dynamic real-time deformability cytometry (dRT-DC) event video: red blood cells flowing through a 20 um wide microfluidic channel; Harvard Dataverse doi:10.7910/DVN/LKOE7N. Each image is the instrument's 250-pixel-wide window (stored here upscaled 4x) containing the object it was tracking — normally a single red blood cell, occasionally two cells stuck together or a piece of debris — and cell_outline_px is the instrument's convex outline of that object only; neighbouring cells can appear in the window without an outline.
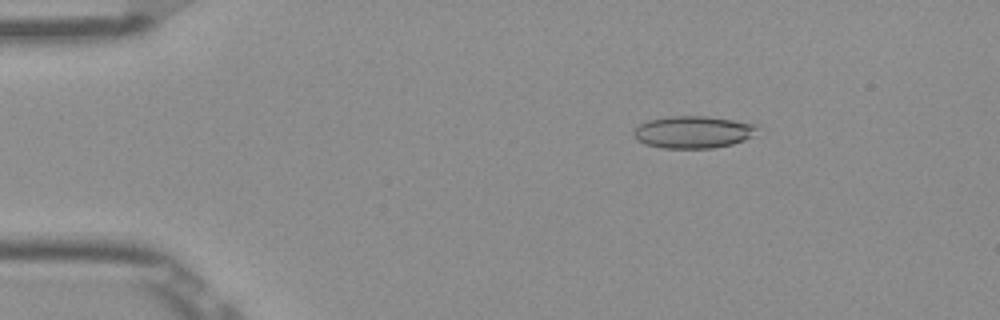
{"species": "Egyptian fruit bat (a non-hibernating species)", "species_latin": "Rousettus aegyptiacus", "temperature_condition": "room temperature", "stored_images_in_passage": 51, "camera_frame_rate_fps": 3000, "um_per_image_px": 0.085, "frame": {"image": 1, "passage_image": 8, "time_ms": 2.333, "image_size_px": [1000, 320], "cell_outline_px": [[756, 128], [752, 136], [744, 140], [732, 144], [712, 148], [664, 148], [644, 144], [632, 132], [640, 124], [648, 120], [668, 116], [704, 116], [732, 120], [756, 124]], "centroid_in_image_um": [58.9, 11.22], "position_along_channel_um": 26.1, "area_um2": 22.89}}
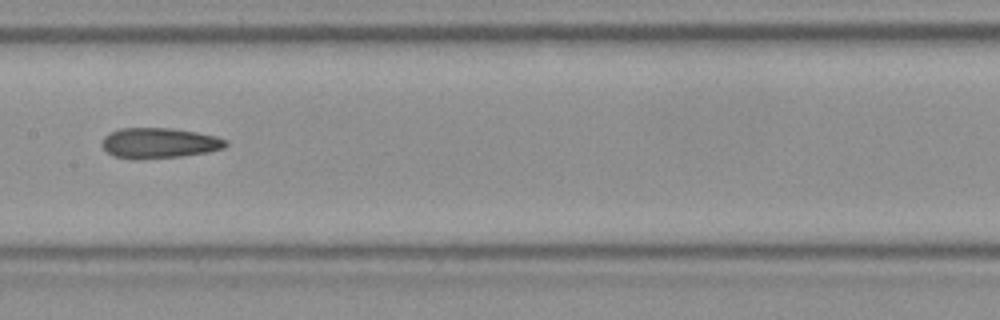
{"frame": {"image": 2, "passage_image": 26, "time_ms": 8.333, "image_size_px": [1000, 320], "cell_outline_px": [[228, 144], [224, 148], [208, 152], [180, 156], [136, 160], [132, 160], [112, 156], [100, 144], [104, 136], [108, 132], [120, 128], [172, 128], [196, 132], [216, 136], [228, 140]], "centroid_in_image_um": [13.5, 12.16], "position_along_channel_um": 193.9, "area_um2": 22.25}}
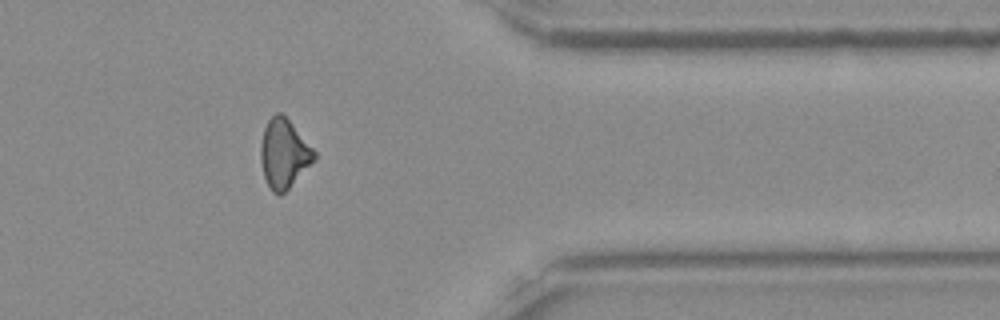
{"frame": {"image": 3, "passage_image": 42, "time_ms": 13.667, "image_size_px": [1000, 320], "cell_outline_px": [[316, 160], [280, 196], [272, 192], [264, 176], [260, 160], [260, 144], [264, 128], [268, 120], [276, 112], [280, 112], [288, 120], [316, 152]], "centroid_in_image_um": [24.12, 13.08], "position_along_channel_um": 387.3, "area_um2": 21.33}, "authors_computed_cell_mechanics": {"area_um2": 22.0218, "velocity_mm_per_s": 3.9204, "shape_relaxation_time_tau1_ms": null, "shape_relaxation_time_tau2_ms": 4.5348, "deformation_change_tau1": null, "deformation_change_tau2": 0.1489}}